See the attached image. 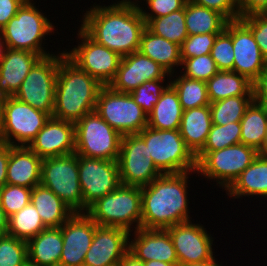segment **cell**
<instances>
[{
	"label": "cell",
	"instance_id": "obj_7",
	"mask_svg": "<svg viewBox=\"0 0 267 266\" xmlns=\"http://www.w3.org/2000/svg\"><path fill=\"white\" fill-rule=\"evenodd\" d=\"M74 126L78 156L118 161L123 136L96 111L83 116Z\"/></svg>",
	"mask_w": 267,
	"mask_h": 266
},
{
	"label": "cell",
	"instance_id": "obj_44",
	"mask_svg": "<svg viewBox=\"0 0 267 266\" xmlns=\"http://www.w3.org/2000/svg\"><path fill=\"white\" fill-rule=\"evenodd\" d=\"M219 33H206L188 36L180 46V58L187 59L210 54Z\"/></svg>",
	"mask_w": 267,
	"mask_h": 266
},
{
	"label": "cell",
	"instance_id": "obj_9",
	"mask_svg": "<svg viewBox=\"0 0 267 266\" xmlns=\"http://www.w3.org/2000/svg\"><path fill=\"white\" fill-rule=\"evenodd\" d=\"M258 155L256 149L242 143L209 153H198L196 172L207 179L216 180L219 187L227 190Z\"/></svg>",
	"mask_w": 267,
	"mask_h": 266
},
{
	"label": "cell",
	"instance_id": "obj_54",
	"mask_svg": "<svg viewBox=\"0 0 267 266\" xmlns=\"http://www.w3.org/2000/svg\"><path fill=\"white\" fill-rule=\"evenodd\" d=\"M4 103L5 98L0 96V143H3L4 136Z\"/></svg>",
	"mask_w": 267,
	"mask_h": 266
},
{
	"label": "cell",
	"instance_id": "obj_30",
	"mask_svg": "<svg viewBox=\"0 0 267 266\" xmlns=\"http://www.w3.org/2000/svg\"><path fill=\"white\" fill-rule=\"evenodd\" d=\"M183 111L176 90L169 84L148 115L147 126L157 130H179Z\"/></svg>",
	"mask_w": 267,
	"mask_h": 266
},
{
	"label": "cell",
	"instance_id": "obj_36",
	"mask_svg": "<svg viewBox=\"0 0 267 266\" xmlns=\"http://www.w3.org/2000/svg\"><path fill=\"white\" fill-rule=\"evenodd\" d=\"M172 80L170 84L176 90L183 110L210 105L206 82L183 75Z\"/></svg>",
	"mask_w": 267,
	"mask_h": 266
},
{
	"label": "cell",
	"instance_id": "obj_40",
	"mask_svg": "<svg viewBox=\"0 0 267 266\" xmlns=\"http://www.w3.org/2000/svg\"><path fill=\"white\" fill-rule=\"evenodd\" d=\"M27 260L26 241L8 234L0 236V266H22Z\"/></svg>",
	"mask_w": 267,
	"mask_h": 266
},
{
	"label": "cell",
	"instance_id": "obj_42",
	"mask_svg": "<svg viewBox=\"0 0 267 266\" xmlns=\"http://www.w3.org/2000/svg\"><path fill=\"white\" fill-rule=\"evenodd\" d=\"M164 81L165 79L145 81L135 90L130 92L133 100L144 110L147 116L153 111L154 105L158 102L163 91L170 84V81H168L166 86L162 85Z\"/></svg>",
	"mask_w": 267,
	"mask_h": 266
},
{
	"label": "cell",
	"instance_id": "obj_2",
	"mask_svg": "<svg viewBox=\"0 0 267 266\" xmlns=\"http://www.w3.org/2000/svg\"><path fill=\"white\" fill-rule=\"evenodd\" d=\"M196 171L162 174L141 187L142 218L140 228L167 229L191 221L188 200V175Z\"/></svg>",
	"mask_w": 267,
	"mask_h": 266
},
{
	"label": "cell",
	"instance_id": "obj_48",
	"mask_svg": "<svg viewBox=\"0 0 267 266\" xmlns=\"http://www.w3.org/2000/svg\"><path fill=\"white\" fill-rule=\"evenodd\" d=\"M253 98L267 108V66L252 83Z\"/></svg>",
	"mask_w": 267,
	"mask_h": 266
},
{
	"label": "cell",
	"instance_id": "obj_20",
	"mask_svg": "<svg viewBox=\"0 0 267 266\" xmlns=\"http://www.w3.org/2000/svg\"><path fill=\"white\" fill-rule=\"evenodd\" d=\"M233 71L252 83L267 66L250 28L241 20H232Z\"/></svg>",
	"mask_w": 267,
	"mask_h": 266
},
{
	"label": "cell",
	"instance_id": "obj_17",
	"mask_svg": "<svg viewBox=\"0 0 267 266\" xmlns=\"http://www.w3.org/2000/svg\"><path fill=\"white\" fill-rule=\"evenodd\" d=\"M60 227L63 250L59 266H83L92 244L96 223L85 212L74 213Z\"/></svg>",
	"mask_w": 267,
	"mask_h": 266
},
{
	"label": "cell",
	"instance_id": "obj_38",
	"mask_svg": "<svg viewBox=\"0 0 267 266\" xmlns=\"http://www.w3.org/2000/svg\"><path fill=\"white\" fill-rule=\"evenodd\" d=\"M240 137V122H230L226 125L212 124L205 146L199 153H209L210 151L221 150L228 146L239 144L241 143Z\"/></svg>",
	"mask_w": 267,
	"mask_h": 266
},
{
	"label": "cell",
	"instance_id": "obj_16",
	"mask_svg": "<svg viewBox=\"0 0 267 266\" xmlns=\"http://www.w3.org/2000/svg\"><path fill=\"white\" fill-rule=\"evenodd\" d=\"M166 230L172 239L178 265L200 263L215 258L212 249L213 238L202 225L187 221Z\"/></svg>",
	"mask_w": 267,
	"mask_h": 266
},
{
	"label": "cell",
	"instance_id": "obj_14",
	"mask_svg": "<svg viewBox=\"0 0 267 266\" xmlns=\"http://www.w3.org/2000/svg\"><path fill=\"white\" fill-rule=\"evenodd\" d=\"M118 165L121 184L125 185L143 187L162 175L137 134L122 137Z\"/></svg>",
	"mask_w": 267,
	"mask_h": 266
},
{
	"label": "cell",
	"instance_id": "obj_58",
	"mask_svg": "<svg viewBox=\"0 0 267 266\" xmlns=\"http://www.w3.org/2000/svg\"><path fill=\"white\" fill-rule=\"evenodd\" d=\"M5 50H6V45L4 43L2 35L0 34V62L4 57Z\"/></svg>",
	"mask_w": 267,
	"mask_h": 266
},
{
	"label": "cell",
	"instance_id": "obj_5",
	"mask_svg": "<svg viewBox=\"0 0 267 266\" xmlns=\"http://www.w3.org/2000/svg\"><path fill=\"white\" fill-rule=\"evenodd\" d=\"M26 0L15 16L0 30L6 48L34 52L42 57L51 55L42 47L45 35L54 31V25L32 2Z\"/></svg>",
	"mask_w": 267,
	"mask_h": 266
},
{
	"label": "cell",
	"instance_id": "obj_35",
	"mask_svg": "<svg viewBox=\"0 0 267 266\" xmlns=\"http://www.w3.org/2000/svg\"><path fill=\"white\" fill-rule=\"evenodd\" d=\"M146 27L152 33L181 46L188 37L185 25V6L166 16L151 19Z\"/></svg>",
	"mask_w": 267,
	"mask_h": 266
},
{
	"label": "cell",
	"instance_id": "obj_41",
	"mask_svg": "<svg viewBox=\"0 0 267 266\" xmlns=\"http://www.w3.org/2000/svg\"><path fill=\"white\" fill-rule=\"evenodd\" d=\"M31 188L5 184L0 188V203L7 217L17 213L30 203Z\"/></svg>",
	"mask_w": 267,
	"mask_h": 266
},
{
	"label": "cell",
	"instance_id": "obj_46",
	"mask_svg": "<svg viewBox=\"0 0 267 266\" xmlns=\"http://www.w3.org/2000/svg\"><path fill=\"white\" fill-rule=\"evenodd\" d=\"M240 19L250 28L263 57L267 60V18L253 13Z\"/></svg>",
	"mask_w": 267,
	"mask_h": 266
},
{
	"label": "cell",
	"instance_id": "obj_47",
	"mask_svg": "<svg viewBox=\"0 0 267 266\" xmlns=\"http://www.w3.org/2000/svg\"><path fill=\"white\" fill-rule=\"evenodd\" d=\"M193 3L217 11L228 21L239 19L238 0H190Z\"/></svg>",
	"mask_w": 267,
	"mask_h": 266
},
{
	"label": "cell",
	"instance_id": "obj_43",
	"mask_svg": "<svg viewBox=\"0 0 267 266\" xmlns=\"http://www.w3.org/2000/svg\"><path fill=\"white\" fill-rule=\"evenodd\" d=\"M181 66H184L183 70L185 68L183 76L204 82H207L219 71L210 54L181 59Z\"/></svg>",
	"mask_w": 267,
	"mask_h": 266
},
{
	"label": "cell",
	"instance_id": "obj_29",
	"mask_svg": "<svg viewBox=\"0 0 267 266\" xmlns=\"http://www.w3.org/2000/svg\"><path fill=\"white\" fill-rule=\"evenodd\" d=\"M162 66L170 75L175 66H181L180 46L152 33L147 27L141 36L139 50Z\"/></svg>",
	"mask_w": 267,
	"mask_h": 266
},
{
	"label": "cell",
	"instance_id": "obj_8",
	"mask_svg": "<svg viewBox=\"0 0 267 266\" xmlns=\"http://www.w3.org/2000/svg\"><path fill=\"white\" fill-rule=\"evenodd\" d=\"M40 184L49 188L74 213H85L76 153L42 160Z\"/></svg>",
	"mask_w": 267,
	"mask_h": 266
},
{
	"label": "cell",
	"instance_id": "obj_28",
	"mask_svg": "<svg viewBox=\"0 0 267 266\" xmlns=\"http://www.w3.org/2000/svg\"><path fill=\"white\" fill-rule=\"evenodd\" d=\"M30 202L47 228L60 227L74 214L59 197L42 184L32 189Z\"/></svg>",
	"mask_w": 267,
	"mask_h": 266
},
{
	"label": "cell",
	"instance_id": "obj_60",
	"mask_svg": "<svg viewBox=\"0 0 267 266\" xmlns=\"http://www.w3.org/2000/svg\"><path fill=\"white\" fill-rule=\"evenodd\" d=\"M22 266H39V265L34 264V263L30 262L29 260H27Z\"/></svg>",
	"mask_w": 267,
	"mask_h": 266
},
{
	"label": "cell",
	"instance_id": "obj_19",
	"mask_svg": "<svg viewBox=\"0 0 267 266\" xmlns=\"http://www.w3.org/2000/svg\"><path fill=\"white\" fill-rule=\"evenodd\" d=\"M166 75L173 77L151 58L135 51L122 57L116 75L108 86L116 92L130 93L145 81L165 79Z\"/></svg>",
	"mask_w": 267,
	"mask_h": 266
},
{
	"label": "cell",
	"instance_id": "obj_27",
	"mask_svg": "<svg viewBox=\"0 0 267 266\" xmlns=\"http://www.w3.org/2000/svg\"><path fill=\"white\" fill-rule=\"evenodd\" d=\"M230 197H267V157L258 155L226 190Z\"/></svg>",
	"mask_w": 267,
	"mask_h": 266
},
{
	"label": "cell",
	"instance_id": "obj_11",
	"mask_svg": "<svg viewBox=\"0 0 267 266\" xmlns=\"http://www.w3.org/2000/svg\"><path fill=\"white\" fill-rule=\"evenodd\" d=\"M95 111L122 136L140 133L148 116L130 93H120L103 86L97 97Z\"/></svg>",
	"mask_w": 267,
	"mask_h": 266
},
{
	"label": "cell",
	"instance_id": "obj_23",
	"mask_svg": "<svg viewBox=\"0 0 267 266\" xmlns=\"http://www.w3.org/2000/svg\"><path fill=\"white\" fill-rule=\"evenodd\" d=\"M41 57L34 52L6 48L0 62V96L14 97L21 83Z\"/></svg>",
	"mask_w": 267,
	"mask_h": 266
},
{
	"label": "cell",
	"instance_id": "obj_6",
	"mask_svg": "<svg viewBox=\"0 0 267 266\" xmlns=\"http://www.w3.org/2000/svg\"><path fill=\"white\" fill-rule=\"evenodd\" d=\"M137 135L145 142L162 174L196 171V156L187 147L179 130H157L146 126Z\"/></svg>",
	"mask_w": 267,
	"mask_h": 266
},
{
	"label": "cell",
	"instance_id": "obj_53",
	"mask_svg": "<svg viewBox=\"0 0 267 266\" xmlns=\"http://www.w3.org/2000/svg\"><path fill=\"white\" fill-rule=\"evenodd\" d=\"M8 229V217L6 216L0 203V236L6 234Z\"/></svg>",
	"mask_w": 267,
	"mask_h": 266
},
{
	"label": "cell",
	"instance_id": "obj_32",
	"mask_svg": "<svg viewBox=\"0 0 267 266\" xmlns=\"http://www.w3.org/2000/svg\"><path fill=\"white\" fill-rule=\"evenodd\" d=\"M228 20L217 11L199 6L190 0L185 3V25L188 36L206 33H221Z\"/></svg>",
	"mask_w": 267,
	"mask_h": 266
},
{
	"label": "cell",
	"instance_id": "obj_45",
	"mask_svg": "<svg viewBox=\"0 0 267 266\" xmlns=\"http://www.w3.org/2000/svg\"><path fill=\"white\" fill-rule=\"evenodd\" d=\"M136 2L140 1L136 0ZM186 2L187 0H146V4H148V9H150L151 13L143 10L140 5L138 6L142 17L147 24L153 18L163 17L182 9Z\"/></svg>",
	"mask_w": 267,
	"mask_h": 266
},
{
	"label": "cell",
	"instance_id": "obj_31",
	"mask_svg": "<svg viewBox=\"0 0 267 266\" xmlns=\"http://www.w3.org/2000/svg\"><path fill=\"white\" fill-rule=\"evenodd\" d=\"M206 85L210 103L233 96H253L252 82L234 71H218Z\"/></svg>",
	"mask_w": 267,
	"mask_h": 266
},
{
	"label": "cell",
	"instance_id": "obj_3",
	"mask_svg": "<svg viewBox=\"0 0 267 266\" xmlns=\"http://www.w3.org/2000/svg\"><path fill=\"white\" fill-rule=\"evenodd\" d=\"M103 85L80 69L66 55L59 62L52 116L76 123L95 111L97 97Z\"/></svg>",
	"mask_w": 267,
	"mask_h": 266
},
{
	"label": "cell",
	"instance_id": "obj_12",
	"mask_svg": "<svg viewBox=\"0 0 267 266\" xmlns=\"http://www.w3.org/2000/svg\"><path fill=\"white\" fill-rule=\"evenodd\" d=\"M81 40L65 55L80 69L97 79L103 86H108L114 79L122 57L93 40L81 27L77 33Z\"/></svg>",
	"mask_w": 267,
	"mask_h": 266
},
{
	"label": "cell",
	"instance_id": "obj_55",
	"mask_svg": "<svg viewBox=\"0 0 267 266\" xmlns=\"http://www.w3.org/2000/svg\"><path fill=\"white\" fill-rule=\"evenodd\" d=\"M179 266H222L219 265L216 259H212L210 261H204L200 263H191V264H184V265H179Z\"/></svg>",
	"mask_w": 267,
	"mask_h": 266
},
{
	"label": "cell",
	"instance_id": "obj_15",
	"mask_svg": "<svg viewBox=\"0 0 267 266\" xmlns=\"http://www.w3.org/2000/svg\"><path fill=\"white\" fill-rule=\"evenodd\" d=\"M78 174L87 208L121 185L118 161L78 156Z\"/></svg>",
	"mask_w": 267,
	"mask_h": 266
},
{
	"label": "cell",
	"instance_id": "obj_34",
	"mask_svg": "<svg viewBox=\"0 0 267 266\" xmlns=\"http://www.w3.org/2000/svg\"><path fill=\"white\" fill-rule=\"evenodd\" d=\"M47 228L35 206L30 202L17 213L8 217L6 234L28 242L38 233Z\"/></svg>",
	"mask_w": 267,
	"mask_h": 266
},
{
	"label": "cell",
	"instance_id": "obj_22",
	"mask_svg": "<svg viewBox=\"0 0 267 266\" xmlns=\"http://www.w3.org/2000/svg\"><path fill=\"white\" fill-rule=\"evenodd\" d=\"M134 240L129 241V252L143 262L157 260L178 265L176 251L166 229H143L134 231Z\"/></svg>",
	"mask_w": 267,
	"mask_h": 266
},
{
	"label": "cell",
	"instance_id": "obj_57",
	"mask_svg": "<svg viewBox=\"0 0 267 266\" xmlns=\"http://www.w3.org/2000/svg\"><path fill=\"white\" fill-rule=\"evenodd\" d=\"M259 154L267 157V127H266V132H265V138H264Z\"/></svg>",
	"mask_w": 267,
	"mask_h": 266
},
{
	"label": "cell",
	"instance_id": "obj_1",
	"mask_svg": "<svg viewBox=\"0 0 267 266\" xmlns=\"http://www.w3.org/2000/svg\"><path fill=\"white\" fill-rule=\"evenodd\" d=\"M89 9L81 28L93 40L121 57L139 50L146 23L136 1L121 0L110 6L93 4Z\"/></svg>",
	"mask_w": 267,
	"mask_h": 266
},
{
	"label": "cell",
	"instance_id": "obj_56",
	"mask_svg": "<svg viewBox=\"0 0 267 266\" xmlns=\"http://www.w3.org/2000/svg\"><path fill=\"white\" fill-rule=\"evenodd\" d=\"M145 266H175L174 264H169L163 261L151 260L144 262Z\"/></svg>",
	"mask_w": 267,
	"mask_h": 266
},
{
	"label": "cell",
	"instance_id": "obj_13",
	"mask_svg": "<svg viewBox=\"0 0 267 266\" xmlns=\"http://www.w3.org/2000/svg\"><path fill=\"white\" fill-rule=\"evenodd\" d=\"M50 117L15 97L5 98L3 143L28 146Z\"/></svg>",
	"mask_w": 267,
	"mask_h": 266
},
{
	"label": "cell",
	"instance_id": "obj_52",
	"mask_svg": "<svg viewBox=\"0 0 267 266\" xmlns=\"http://www.w3.org/2000/svg\"><path fill=\"white\" fill-rule=\"evenodd\" d=\"M117 266H145L142 260L137 259L133 254L128 252Z\"/></svg>",
	"mask_w": 267,
	"mask_h": 266
},
{
	"label": "cell",
	"instance_id": "obj_26",
	"mask_svg": "<svg viewBox=\"0 0 267 266\" xmlns=\"http://www.w3.org/2000/svg\"><path fill=\"white\" fill-rule=\"evenodd\" d=\"M28 260L39 266H59L63 248L61 227H49L27 242Z\"/></svg>",
	"mask_w": 267,
	"mask_h": 266
},
{
	"label": "cell",
	"instance_id": "obj_24",
	"mask_svg": "<svg viewBox=\"0 0 267 266\" xmlns=\"http://www.w3.org/2000/svg\"><path fill=\"white\" fill-rule=\"evenodd\" d=\"M42 160L28 146L9 145L6 184L33 189L40 184Z\"/></svg>",
	"mask_w": 267,
	"mask_h": 266
},
{
	"label": "cell",
	"instance_id": "obj_59",
	"mask_svg": "<svg viewBox=\"0 0 267 266\" xmlns=\"http://www.w3.org/2000/svg\"><path fill=\"white\" fill-rule=\"evenodd\" d=\"M260 15L267 18V4L263 7V9L259 12Z\"/></svg>",
	"mask_w": 267,
	"mask_h": 266
},
{
	"label": "cell",
	"instance_id": "obj_49",
	"mask_svg": "<svg viewBox=\"0 0 267 266\" xmlns=\"http://www.w3.org/2000/svg\"><path fill=\"white\" fill-rule=\"evenodd\" d=\"M26 0H0V30L16 15Z\"/></svg>",
	"mask_w": 267,
	"mask_h": 266
},
{
	"label": "cell",
	"instance_id": "obj_18",
	"mask_svg": "<svg viewBox=\"0 0 267 266\" xmlns=\"http://www.w3.org/2000/svg\"><path fill=\"white\" fill-rule=\"evenodd\" d=\"M129 236L125 229L96 224L83 266H117L129 252Z\"/></svg>",
	"mask_w": 267,
	"mask_h": 266
},
{
	"label": "cell",
	"instance_id": "obj_21",
	"mask_svg": "<svg viewBox=\"0 0 267 266\" xmlns=\"http://www.w3.org/2000/svg\"><path fill=\"white\" fill-rule=\"evenodd\" d=\"M28 147L42 159L75 153L74 123L51 116Z\"/></svg>",
	"mask_w": 267,
	"mask_h": 266
},
{
	"label": "cell",
	"instance_id": "obj_39",
	"mask_svg": "<svg viewBox=\"0 0 267 266\" xmlns=\"http://www.w3.org/2000/svg\"><path fill=\"white\" fill-rule=\"evenodd\" d=\"M219 71H233L234 51L232 44V20L217 35L210 52Z\"/></svg>",
	"mask_w": 267,
	"mask_h": 266
},
{
	"label": "cell",
	"instance_id": "obj_4",
	"mask_svg": "<svg viewBox=\"0 0 267 266\" xmlns=\"http://www.w3.org/2000/svg\"><path fill=\"white\" fill-rule=\"evenodd\" d=\"M86 214L100 226L119 227L131 232L140 228L142 218L141 187L121 184L97 199Z\"/></svg>",
	"mask_w": 267,
	"mask_h": 266
},
{
	"label": "cell",
	"instance_id": "obj_51",
	"mask_svg": "<svg viewBox=\"0 0 267 266\" xmlns=\"http://www.w3.org/2000/svg\"><path fill=\"white\" fill-rule=\"evenodd\" d=\"M9 144L0 143V188L6 184Z\"/></svg>",
	"mask_w": 267,
	"mask_h": 266
},
{
	"label": "cell",
	"instance_id": "obj_25",
	"mask_svg": "<svg viewBox=\"0 0 267 266\" xmlns=\"http://www.w3.org/2000/svg\"><path fill=\"white\" fill-rule=\"evenodd\" d=\"M212 126L210 106H201L183 111L180 134L187 147L196 156L205 146Z\"/></svg>",
	"mask_w": 267,
	"mask_h": 266
},
{
	"label": "cell",
	"instance_id": "obj_33",
	"mask_svg": "<svg viewBox=\"0 0 267 266\" xmlns=\"http://www.w3.org/2000/svg\"><path fill=\"white\" fill-rule=\"evenodd\" d=\"M241 143L261 150L267 127V108L252 101L241 121Z\"/></svg>",
	"mask_w": 267,
	"mask_h": 266
},
{
	"label": "cell",
	"instance_id": "obj_10",
	"mask_svg": "<svg viewBox=\"0 0 267 266\" xmlns=\"http://www.w3.org/2000/svg\"><path fill=\"white\" fill-rule=\"evenodd\" d=\"M60 54V55H59ZM58 55L41 57L32 67L14 97L35 109L52 116L55 105V88L60 59L65 51Z\"/></svg>",
	"mask_w": 267,
	"mask_h": 266
},
{
	"label": "cell",
	"instance_id": "obj_50",
	"mask_svg": "<svg viewBox=\"0 0 267 266\" xmlns=\"http://www.w3.org/2000/svg\"><path fill=\"white\" fill-rule=\"evenodd\" d=\"M267 0H238L239 19L253 13H259Z\"/></svg>",
	"mask_w": 267,
	"mask_h": 266
},
{
	"label": "cell",
	"instance_id": "obj_37",
	"mask_svg": "<svg viewBox=\"0 0 267 266\" xmlns=\"http://www.w3.org/2000/svg\"><path fill=\"white\" fill-rule=\"evenodd\" d=\"M253 100V96H233L210 103L212 124L240 122Z\"/></svg>",
	"mask_w": 267,
	"mask_h": 266
}]
</instances>
